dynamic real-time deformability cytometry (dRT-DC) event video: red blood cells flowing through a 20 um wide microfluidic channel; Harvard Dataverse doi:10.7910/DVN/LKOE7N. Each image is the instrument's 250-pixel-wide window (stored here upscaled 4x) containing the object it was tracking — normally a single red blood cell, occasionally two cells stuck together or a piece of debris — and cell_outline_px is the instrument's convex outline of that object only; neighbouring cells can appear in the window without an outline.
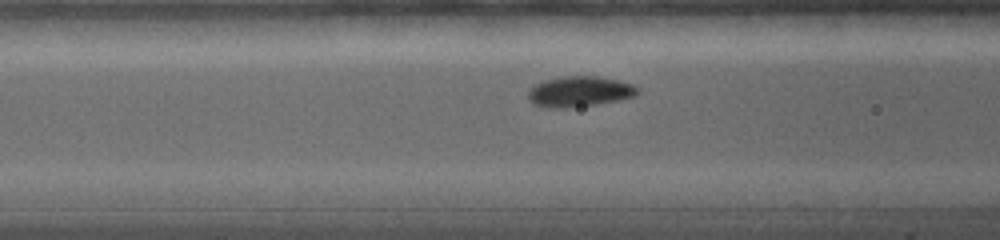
{"species": "common noctule bat (a hibernating species)", "species_latin": "Nyctalus noctula", "temperature_condition": "warm", "stored_images_in_passage": 30, "camera_frame_rate_fps": 5000, "um_per_image_px": 0.085, "animal": {"sex": "female", "body_mass_g": 19.0, "forearm_length_mm": 56.7}, "frame": {"image": 1, "passage_image": 10, "time_ms": 3.8, "image_size_px": [1000, 240], "cell_outline_px": [[640, 92], [636, 96], [620, 100], [596, 104], [564, 108], [548, 108], [532, 104], [528, 100], [528, 88], [544, 80], [564, 76], [596, 76], [620, 80], [632, 84], [640, 88]], "centroid_in_image_um": [49.27, 7.78], "position_along_channel_um": 117.3, "area_um2": 19.77}}
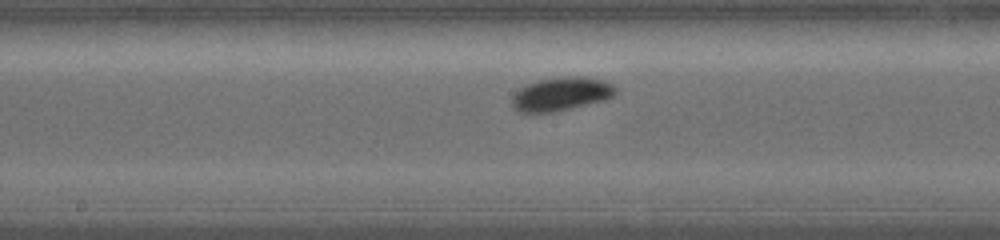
{"frame": {"image": 2, "passage_image": 15, "time_ms": 6.0, "image_size_px": [1000, 240], "cell_outline_px": [[616, 92], [612, 96], [604, 100], [572, 108], [552, 112], [516, 112], [512, 104], [512, 96], [520, 88], [528, 84], [540, 80], [560, 76], [580, 76], [604, 80], [612, 84], [616, 88]], "centroid_in_image_um": [47.7, 7.98], "position_along_channel_um": 200.5, "area_um2": 20.17}}
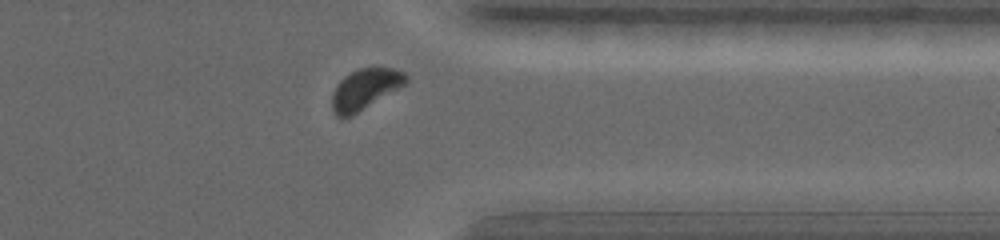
{"frame": {"image": 3, "passage_image": 27, "time_ms": 10.8, "image_size_px": [1000, 240], "cell_outline_px": [[408, 80], [400, 88], [352, 116], [336, 116], [332, 108], [332, 92], [340, 80], [344, 76], [360, 68], [372, 64], [392, 68], [404, 72], [408, 76]], "centroid_in_image_um": [31.06, 7.53], "position_along_channel_um": 380.3, "area_um2": 17.86}, "authors_computed_cell_mechanics": {"area_um2": 18.785, "velocity_mm_per_s": 3.7926, "shape_relaxation_time_tau1_ms": 2.5693, "shape_relaxation_time_tau2_ms": null, "deformation_change_tau1": 0.1017, "deformation_change_tau2": null}}